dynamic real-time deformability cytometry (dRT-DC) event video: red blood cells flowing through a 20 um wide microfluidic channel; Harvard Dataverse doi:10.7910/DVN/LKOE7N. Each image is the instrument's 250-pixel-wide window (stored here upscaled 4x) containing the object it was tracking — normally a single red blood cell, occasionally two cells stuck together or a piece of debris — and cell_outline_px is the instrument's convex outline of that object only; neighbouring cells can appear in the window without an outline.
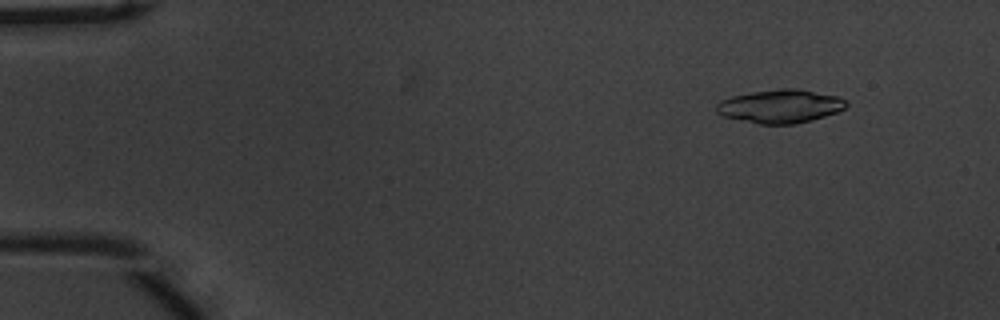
{"species": "common noctule bat (a hibernating species)", "species_latin": "Nyctalus noctula", "temperature_condition": "warm", "stored_images_in_passage": 55, "camera_frame_rate_fps": 3000, "um_per_image_px": 0.085, "animal": {"sex": "male", "body_mass_g": 20.1, "forearm_length_mm": 53.5}, "frame": {"image": 1, "passage_image": 6, "time_ms": 1.667, "image_size_px": [1000, 320], "cell_outline_px": [[848, 104], [844, 108], [836, 112], [812, 120], [792, 124], [760, 124], [724, 116], [716, 112], [716, 104], [720, 100], [732, 96], [752, 92], [780, 88], [796, 88], [836, 96], [848, 100]], "centroid_in_image_um": [66.32, 9.02], "position_along_channel_um": 18.7, "area_um2": 25.14}}
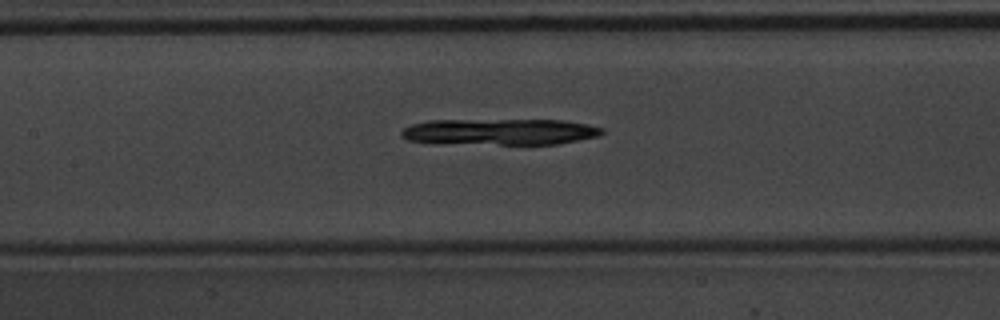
{"frame": {"image": 2, "passage_image": 26, "time_ms": 8.333, "image_size_px": [1000, 320], "cell_outline_px": [[604, 132], [600, 136], [556, 144], [500, 144], [408, 140], [400, 136], [400, 132], [404, 128], [412, 124], [428, 120], [564, 120], [588, 124], [604, 128]], "centroid_in_image_um": [42.59, 11.18], "position_along_channel_um": 164.8, "area_um2": 30.23}}
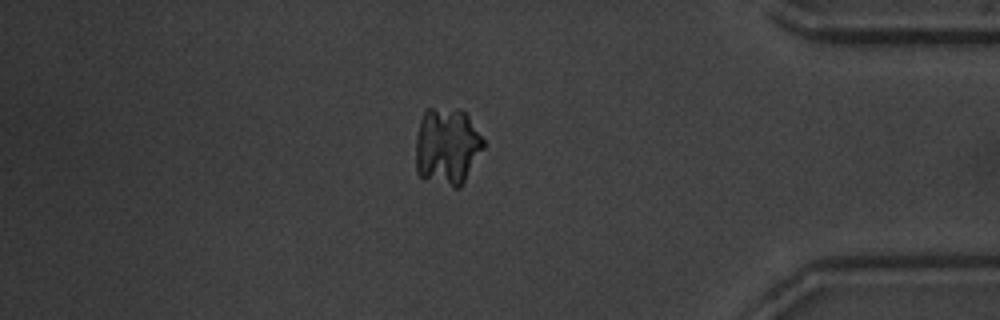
{"frame": {"image": 3, "passage_image": 47, "time_ms": 15.333, "image_size_px": [1000, 320], "cell_outline_px": [[484, 148], [460, 188], [452, 188], [424, 180], [416, 172], [416, 136], [420, 120], [424, 112], [428, 108], [460, 108], [468, 116], [484, 140]], "centroid_in_image_um": [37.99, 12.46], "position_along_channel_um": 397.2, "area_um2": 30.92}}